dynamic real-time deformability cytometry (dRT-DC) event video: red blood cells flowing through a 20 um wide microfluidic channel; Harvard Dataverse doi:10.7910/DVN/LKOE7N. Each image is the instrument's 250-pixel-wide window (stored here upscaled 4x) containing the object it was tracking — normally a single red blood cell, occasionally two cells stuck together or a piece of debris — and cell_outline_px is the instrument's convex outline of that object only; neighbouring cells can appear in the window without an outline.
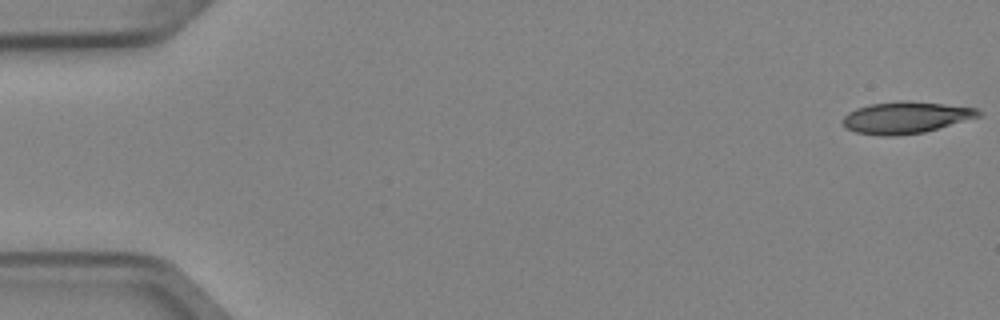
{"species": "Egyptian fruit bat (a non-hibernating species)", "species_latin": "Rousettus aegyptiacus", "temperature_condition": "cold", "stored_images_in_passage": 5, "camera_frame_rate_fps": 3000, "um_per_image_px": 0.085, "animal": {"sex": "female"}, "frame": {"image": 1, "passage_image": 1, "time_ms": 0.0, "image_size_px": [1000, 320], "cell_outline_px": [[984, 116], [924, 132], [892, 136], [880, 136], [856, 132], [848, 128], [840, 120], [848, 112], [856, 108], [872, 104], [944, 104], [976, 108], [984, 112]], "centroid_in_image_um": [77.04, 10.04], "position_along_channel_um": 8.0, "area_um2": 24.16}}
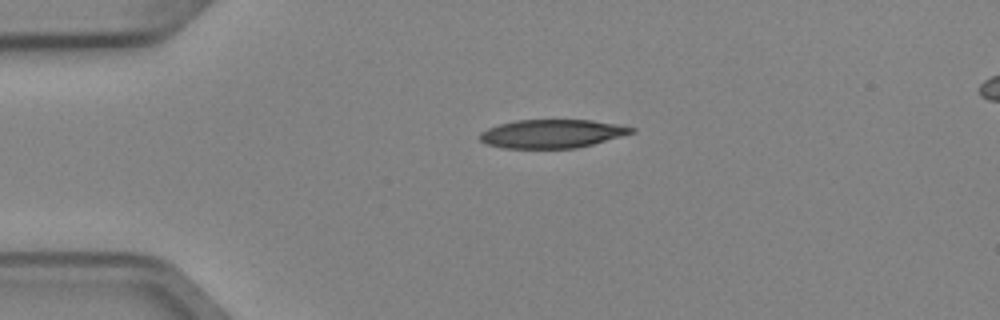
{"frame": {"image": 2, "passage_image": 4, "time_ms": 1.0, "image_size_px": [1000, 320], "cell_outline_px": [[636, 132], [592, 144], [576, 148], [500, 148], [488, 144], [480, 140], [480, 132], [488, 128], [500, 124], [516, 120], [592, 120], [616, 124], [636, 128]], "centroid_in_image_um": [46.92, 11.36], "position_along_channel_um": 38.1, "area_um2": 25.09}}